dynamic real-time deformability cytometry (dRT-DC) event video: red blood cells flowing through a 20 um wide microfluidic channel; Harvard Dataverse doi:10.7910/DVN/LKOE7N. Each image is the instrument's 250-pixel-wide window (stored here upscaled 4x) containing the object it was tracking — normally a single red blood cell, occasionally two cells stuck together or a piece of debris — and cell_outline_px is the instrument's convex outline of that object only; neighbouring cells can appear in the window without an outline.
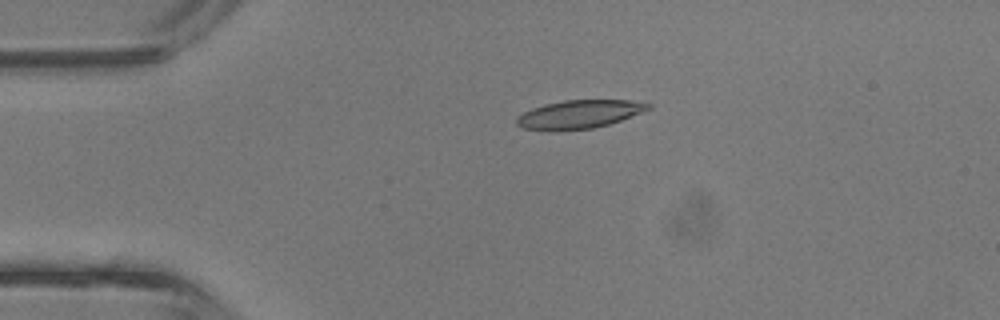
{"species": "common noctule bat (a hibernating species)", "species_latin": "Nyctalus noctula", "temperature_condition": "room temperature", "stored_images_in_passage": 4, "camera_frame_rate_fps": 3000, "um_per_image_px": 0.085, "animal": {"sex": "male", "body_mass_g": 13.3}, "frame": {"image": 1, "passage_image": 2, "time_ms": 0.333, "image_size_px": [1000, 320], "cell_outline_px": [[652, 108], [620, 120], [608, 124], [592, 128], [524, 128], [516, 124], [516, 116], [532, 108], [544, 104], [564, 100], [628, 100], [652, 104]], "centroid_in_image_um": [49.27, 9.66], "position_along_channel_um": 35.7, "area_um2": 20.87}}
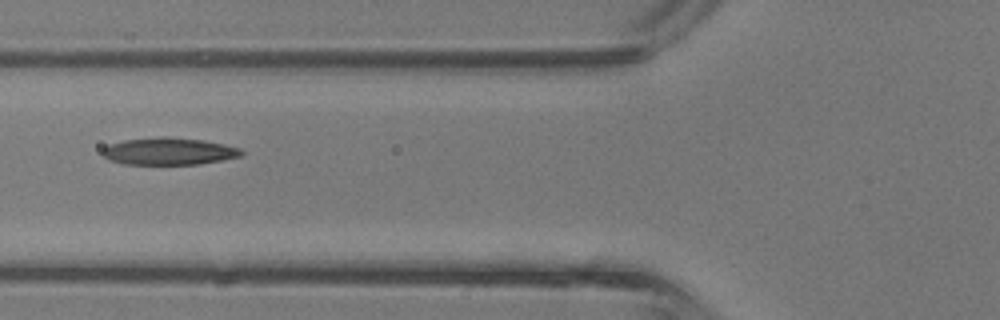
{"frame": {"image": 2, "passage_image": 4, "time_ms": 1.0, "image_size_px": [1000, 320], "cell_outline_px": [[244, 152], [240, 156], [220, 160], [196, 164], [124, 164], [108, 160], [100, 152], [104, 148], [112, 144], [124, 140], [160, 136], [168, 136], [204, 140], [224, 144], [240, 148]], "centroid_in_image_um": [14.34, 12.85], "position_along_channel_um": 111.5, "area_um2": 21.96}}